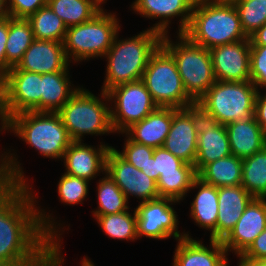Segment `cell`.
<instances>
[{
  "label": "cell",
  "instance_id": "6da1fadb",
  "mask_svg": "<svg viewBox=\"0 0 266 266\" xmlns=\"http://www.w3.org/2000/svg\"><path fill=\"white\" fill-rule=\"evenodd\" d=\"M11 150L0 154V262L41 266L54 245H62L61 235L67 229L52 213L36 206L39 197Z\"/></svg>",
  "mask_w": 266,
  "mask_h": 266
},
{
  "label": "cell",
  "instance_id": "7c38bea8",
  "mask_svg": "<svg viewBox=\"0 0 266 266\" xmlns=\"http://www.w3.org/2000/svg\"><path fill=\"white\" fill-rule=\"evenodd\" d=\"M0 81L8 119L22 112H41V74L9 70Z\"/></svg>",
  "mask_w": 266,
  "mask_h": 266
},
{
  "label": "cell",
  "instance_id": "52a82bcc",
  "mask_svg": "<svg viewBox=\"0 0 266 266\" xmlns=\"http://www.w3.org/2000/svg\"><path fill=\"white\" fill-rule=\"evenodd\" d=\"M257 92L251 81H216L196 105L205 118L226 126L254 116Z\"/></svg>",
  "mask_w": 266,
  "mask_h": 266
},
{
  "label": "cell",
  "instance_id": "277c9868",
  "mask_svg": "<svg viewBox=\"0 0 266 266\" xmlns=\"http://www.w3.org/2000/svg\"><path fill=\"white\" fill-rule=\"evenodd\" d=\"M14 133L43 157L60 159L73 142L57 112L28 111L8 119V132Z\"/></svg>",
  "mask_w": 266,
  "mask_h": 266
},
{
  "label": "cell",
  "instance_id": "ffe728a7",
  "mask_svg": "<svg viewBox=\"0 0 266 266\" xmlns=\"http://www.w3.org/2000/svg\"><path fill=\"white\" fill-rule=\"evenodd\" d=\"M177 241L172 266H230L228 253L219 240H209V247L196 238Z\"/></svg>",
  "mask_w": 266,
  "mask_h": 266
},
{
  "label": "cell",
  "instance_id": "681fc988",
  "mask_svg": "<svg viewBox=\"0 0 266 266\" xmlns=\"http://www.w3.org/2000/svg\"><path fill=\"white\" fill-rule=\"evenodd\" d=\"M80 266H95L94 262L91 261V259L88 257H85L83 259H81V261L79 262Z\"/></svg>",
  "mask_w": 266,
  "mask_h": 266
},
{
  "label": "cell",
  "instance_id": "1f68e13d",
  "mask_svg": "<svg viewBox=\"0 0 266 266\" xmlns=\"http://www.w3.org/2000/svg\"><path fill=\"white\" fill-rule=\"evenodd\" d=\"M28 20L36 40L64 42L68 28L48 4L37 10Z\"/></svg>",
  "mask_w": 266,
  "mask_h": 266
},
{
  "label": "cell",
  "instance_id": "5bb4252c",
  "mask_svg": "<svg viewBox=\"0 0 266 266\" xmlns=\"http://www.w3.org/2000/svg\"><path fill=\"white\" fill-rule=\"evenodd\" d=\"M105 172L124 193L128 201L131 196L141 202L159 198L157 182L129 164L113 147L107 153Z\"/></svg>",
  "mask_w": 266,
  "mask_h": 266
},
{
  "label": "cell",
  "instance_id": "c3c4849f",
  "mask_svg": "<svg viewBox=\"0 0 266 266\" xmlns=\"http://www.w3.org/2000/svg\"><path fill=\"white\" fill-rule=\"evenodd\" d=\"M9 17L10 16L7 10V5L4 2L0 1V21L5 20Z\"/></svg>",
  "mask_w": 266,
  "mask_h": 266
},
{
  "label": "cell",
  "instance_id": "3957f363",
  "mask_svg": "<svg viewBox=\"0 0 266 266\" xmlns=\"http://www.w3.org/2000/svg\"><path fill=\"white\" fill-rule=\"evenodd\" d=\"M182 34L209 50L249 38L234 4L218 0H196L189 25Z\"/></svg>",
  "mask_w": 266,
  "mask_h": 266
},
{
  "label": "cell",
  "instance_id": "60d3db41",
  "mask_svg": "<svg viewBox=\"0 0 266 266\" xmlns=\"http://www.w3.org/2000/svg\"><path fill=\"white\" fill-rule=\"evenodd\" d=\"M241 256L254 260L266 259V229L254 239L250 247Z\"/></svg>",
  "mask_w": 266,
  "mask_h": 266
},
{
  "label": "cell",
  "instance_id": "ba28073f",
  "mask_svg": "<svg viewBox=\"0 0 266 266\" xmlns=\"http://www.w3.org/2000/svg\"><path fill=\"white\" fill-rule=\"evenodd\" d=\"M114 12L103 8L90 21L68 27L64 40L67 59L72 64L106 55L117 33L121 30Z\"/></svg>",
  "mask_w": 266,
  "mask_h": 266
},
{
  "label": "cell",
  "instance_id": "484cf974",
  "mask_svg": "<svg viewBox=\"0 0 266 266\" xmlns=\"http://www.w3.org/2000/svg\"><path fill=\"white\" fill-rule=\"evenodd\" d=\"M69 75V71L41 74V112H58L78 91L80 85L72 84Z\"/></svg>",
  "mask_w": 266,
  "mask_h": 266
},
{
  "label": "cell",
  "instance_id": "83f0119b",
  "mask_svg": "<svg viewBox=\"0 0 266 266\" xmlns=\"http://www.w3.org/2000/svg\"><path fill=\"white\" fill-rule=\"evenodd\" d=\"M35 40L30 21L9 17V32L6 43V74L16 67L24 53Z\"/></svg>",
  "mask_w": 266,
  "mask_h": 266
},
{
  "label": "cell",
  "instance_id": "4316f807",
  "mask_svg": "<svg viewBox=\"0 0 266 266\" xmlns=\"http://www.w3.org/2000/svg\"><path fill=\"white\" fill-rule=\"evenodd\" d=\"M243 160L230 155L206 164L198 173L197 177L206 184L222 186H239L242 182Z\"/></svg>",
  "mask_w": 266,
  "mask_h": 266
},
{
  "label": "cell",
  "instance_id": "8fae6325",
  "mask_svg": "<svg viewBox=\"0 0 266 266\" xmlns=\"http://www.w3.org/2000/svg\"><path fill=\"white\" fill-rule=\"evenodd\" d=\"M180 201L171 198L159 197L157 199L140 202L136 206L137 237H146L155 240H164L173 237L176 241L184 238H193L189 232L178 231V215L173 204ZM178 223V224H177Z\"/></svg>",
  "mask_w": 266,
  "mask_h": 266
},
{
  "label": "cell",
  "instance_id": "e0dca14e",
  "mask_svg": "<svg viewBox=\"0 0 266 266\" xmlns=\"http://www.w3.org/2000/svg\"><path fill=\"white\" fill-rule=\"evenodd\" d=\"M266 229V198H253L230 233L221 241L228 255H242Z\"/></svg>",
  "mask_w": 266,
  "mask_h": 266
},
{
  "label": "cell",
  "instance_id": "f35d334b",
  "mask_svg": "<svg viewBox=\"0 0 266 266\" xmlns=\"http://www.w3.org/2000/svg\"><path fill=\"white\" fill-rule=\"evenodd\" d=\"M155 174L177 172V169H195L166 150L163 146L154 148Z\"/></svg>",
  "mask_w": 266,
  "mask_h": 266
},
{
  "label": "cell",
  "instance_id": "30bf717a",
  "mask_svg": "<svg viewBox=\"0 0 266 266\" xmlns=\"http://www.w3.org/2000/svg\"><path fill=\"white\" fill-rule=\"evenodd\" d=\"M107 94L111 104V126L116 134L142 121L158 107L142 80L121 84L110 89Z\"/></svg>",
  "mask_w": 266,
  "mask_h": 266
},
{
  "label": "cell",
  "instance_id": "44dd1931",
  "mask_svg": "<svg viewBox=\"0 0 266 266\" xmlns=\"http://www.w3.org/2000/svg\"><path fill=\"white\" fill-rule=\"evenodd\" d=\"M231 155L226 126L205 118L200 120L197 155L194 163L198 173L206 164Z\"/></svg>",
  "mask_w": 266,
  "mask_h": 266
},
{
  "label": "cell",
  "instance_id": "f5cc1de1",
  "mask_svg": "<svg viewBox=\"0 0 266 266\" xmlns=\"http://www.w3.org/2000/svg\"><path fill=\"white\" fill-rule=\"evenodd\" d=\"M218 1H228V2H232L234 0H218Z\"/></svg>",
  "mask_w": 266,
  "mask_h": 266
},
{
  "label": "cell",
  "instance_id": "7bdbcfd3",
  "mask_svg": "<svg viewBox=\"0 0 266 266\" xmlns=\"http://www.w3.org/2000/svg\"><path fill=\"white\" fill-rule=\"evenodd\" d=\"M257 92L255 99L254 117L266 133V93Z\"/></svg>",
  "mask_w": 266,
  "mask_h": 266
},
{
  "label": "cell",
  "instance_id": "d4e9b609",
  "mask_svg": "<svg viewBox=\"0 0 266 266\" xmlns=\"http://www.w3.org/2000/svg\"><path fill=\"white\" fill-rule=\"evenodd\" d=\"M192 189H198V192L191 203L190 217L200 228L210 231V240H216L218 188L204 183L197 177L190 191Z\"/></svg>",
  "mask_w": 266,
  "mask_h": 266
},
{
  "label": "cell",
  "instance_id": "cb8c5ba5",
  "mask_svg": "<svg viewBox=\"0 0 266 266\" xmlns=\"http://www.w3.org/2000/svg\"><path fill=\"white\" fill-rule=\"evenodd\" d=\"M226 130L231 154L242 160L266 146V133L254 116L228 123Z\"/></svg>",
  "mask_w": 266,
  "mask_h": 266
},
{
  "label": "cell",
  "instance_id": "9a60e30c",
  "mask_svg": "<svg viewBox=\"0 0 266 266\" xmlns=\"http://www.w3.org/2000/svg\"><path fill=\"white\" fill-rule=\"evenodd\" d=\"M196 0H134L131 9L147 19H159L152 25V30L162 35L169 34L171 20L179 18L178 31L183 33L189 25ZM175 17V18H174ZM158 22V23H157Z\"/></svg>",
  "mask_w": 266,
  "mask_h": 266
},
{
  "label": "cell",
  "instance_id": "603a6c76",
  "mask_svg": "<svg viewBox=\"0 0 266 266\" xmlns=\"http://www.w3.org/2000/svg\"><path fill=\"white\" fill-rule=\"evenodd\" d=\"M253 198L241 185L218 187L216 240L230 233Z\"/></svg>",
  "mask_w": 266,
  "mask_h": 266
},
{
  "label": "cell",
  "instance_id": "2e32d148",
  "mask_svg": "<svg viewBox=\"0 0 266 266\" xmlns=\"http://www.w3.org/2000/svg\"><path fill=\"white\" fill-rule=\"evenodd\" d=\"M216 81H250V38L210 49Z\"/></svg>",
  "mask_w": 266,
  "mask_h": 266
},
{
  "label": "cell",
  "instance_id": "9c48e42d",
  "mask_svg": "<svg viewBox=\"0 0 266 266\" xmlns=\"http://www.w3.org/2000/svg\"><path fill=\"white\" fill-rule=\"evenodd\" d=\"M141 80L158 107L183 109L196 104L186 93L175 59L162 45L151 55Z\"/></svg>",
  "mask_w": 266,
  "mask_h": 266
},
{
  "label": "cell",
  "instance_id": "f907efd6",
  "mask_svg": "<svg viewBox=\"0 0 266 266\" xmlns=\"http://www.w3.org/2000/svg\"><path fill=\"white\" fill-rule=\"evenodd\" d=\"M97 5H99L102 9H103V5L104 3H107V0H93Z\"/></svg>",
  "mask_w": 266,
  "mask_h": 266
},
{
  "label": "cell",
  "instance_id": "7402d4cb",
  "mask_svg": "<svg viewBox=\"0 0 266 266\" xmlns=\"http://www.w3.org/2000/svg\"><path fill=\"white\" fill-rule=\"evenodd\" d=\"M173 118V108L157 107L142 121L132 124L123 133L131 141L150 146L162 147L170 131Z\"/></svg>",
  "mask_w": 266,
  "mask_h": 266
},
{
  "label": "cell",
  "instance_id": "836d02e7",
  "mask_svg": "<svg viewBox=\"0 0 266 266\" xmlns=\"http://www.w3.org/2000/svg\"><path fill=\"white\" fill-rule=\"evenodd\" d=\"M196 178L195 169H177V172L161 173L157 181L159 197L183 201L187 193H190V188Z\"/></svg>",
  "mask_w": 266,
  "mask_h": 266
},
{
  "label": "cell",
  "instance_id": "816d5d0a",
  "mask_svg": "<svg viewBox=\"0 0 266 266\" xmlns=\"http://www.w3.org/2000/svg\"><path fill=\"white\" fill-rule=\"evenodd\" d=\"M0 1L4 2L7 5L9 0H0Z\"/></svg>",
  "mask_w": 266,
  "mask_h": 266
},
{
  "label": "cell",
  "instance_id": "d590c367",
  "mask_svg": "<svg viewBox=\"0 0 266 266\" xmlns=\"http://www.w3.org/2000/svg\"><path fill=\"white\" fill-rule=\"evenodd\" d=\"M89 182L86 179L64 173L59 178L57 185L59 201L66 205L83 204L89 194Z\"/></svg>",
  "mask_w": 266,
  "mask_h": 266
},
{
  "label": "cell",
  "instance_id": "bcb514c9",
  "mask_svg": "<svg viewBox=\"0 0 266 266\" xmlns=\"http://www.w3.org/2000/svg\"><path fill=\"white\" fill-rule=\"evenodd\" d=\"M141 171L156 182L159 180V174H155V160L153 156L149 158L147 164L141 169Z\"/></svg>",
  "mask_w": 266,
  "mask_h": 266
},
{
  "label": "cell",
  "instance_id": "b9f144b4",
  "mask_svg": "<svg viewBox=\"0 0 266 266\" xmlns=\"http://www.w3.org/2000/svg\"><path fill=\"white\" fill-rule=\"evenodd\" d=\"M9 32V18L0 21V80L6 75V43Z\"/></svg>",
  "mask_w": 266,
  "mask_h": 266
},
{
  "label": "cell",
  "instance_id": "7dc6e473",
  "mask_svg": "<svg viewBox=\"0 0 266 266\" xmlns=\"http://www.w3.org/2000/svg\"><path fill=\"white\" fill-rule=\"evenodd\" d=\"M239 257L238 266H266V259L265 260H254L249 258H243L241 255Z\"/></svg>",
  "mask_w": 266,
  "mask_h": 266
},
{
  "label": "cell",
  "instance_id": "8992f818",
  "mask_svg": "<svg viewBox=\"0 0 266 266\" xmlns=\"http://www.w3.org/2000/svg\"><path fill=\"white\" fill-rule=\"evenodd\" d=\"M162 36L161 45L173 56L187 95L196 103L216 82L210 50L177 33Z\"/></svg>",
  "mask_w": 266,
  "mask_h": 266
},
{
  "label": "cell",
  "instance_id": "e575fe53",
  "mask_svg": "<svg viewBox=\"0 0 266 266\" xmlns=\"http://www.w3.org/2000/svg\"><path fill=\"white\" fill-rule=\"evenodd\" d=\"M232 3L248 37L266 23V0H234Z\"/></svg>",
  "mask_w": 266,
  "mask_h": 266
},
{
  "label": "cell",
  "instance_id": "f546056e",
  "mask_svg": "<svg viewBox=\"0 0 266 266\" xmlns=\"http://www.w3.org/2000/svg\"><path fill=\"white\" fill-rule=\"evenodd\" d=\"M241 186L254 198H266V146L243 159Z\"/></svg>",
  "mask_w": 266,
  "mask_h": 266
},
{
  "label": "cell",
  "instance_id": "ee69618b",
  "mask_svg": "<svg viewBox=\"0 0 266 266\" xmlns=\"http://www.w3.org/2000/svg\"><path fill=\"white\" fill-rule=\"evenodd\" d=\"M249 38L250 46H266V23Z\"/></svg>",
  "mask_w": 266,
  "mask_h": 266
},
{
  "label": "cell",
  "instance_id": "d6986e66",
  "mask_svg": "<svg viewBox=\"0 0 266 266\" xmlns=\"http://www.w3.org/2000/svg\"><path fill=\"white\" fill-rule=\"evenodd\" d=\"M69 65L70 62L65 54L64 43L35 39L18 65L10 70L45 74L69 71Z\"/></svg>",
  "mask_w": 266,
  "mask_h": 266
},
{
  "label": "cell",
  "instance_id": "ab89813d",
  "mask_svg": "<svg viewBox=\"0 0 266 266\" xmlns=\"http://www.w3.org/2000/svg\"><path fill=\"white\" fill-rule=\"evenodd\" d=\"M48 0H9L7 10L10 17L28 19L37 10L47 5Z\"/></svg>",
  "mask_w": 266,
  "mask_h": 266
},
{
  "label": "cell",
  "instance_id": "4dcf8cb0",
  "mask_svg": "<svg viewBox=\"0 0 266 266\" xmlns=\"http://www.w3.org/2000/svg\"><path fill=\"white\" fill-rule=\"evenodd\" d=\"M96 188L98 206L91 211L92 216L116 214L130 209L127 197L106 172L97 182Z\"/></svg>",
  "mask_w": 266,
  "mask_h": 266
},
{
  "label": "cell",
  "instance_id": "4fadbf2b",
  "mask_svg": "<svg viewBox=\"0 0 266 266\" xmlns=\"http://www.w3.org/2000/svg\"><path fill=\"white\" fill-rule=\"evenodd\" d=\"M202 117L196 104L183 109L173 108L171 128L163 144L171 154L191 165L196 160L198 128Z\"/></svg>",
  "mask_w": 266,
  "mask_h": 266
},
{
  "label": "cell",
  "instance_id": "5b68a950",
  "mask_svg": "<svg viewBox=\"0 0 266 266\" xmlns=\"http://www.w3.org/2000/svg\"><path fill=\"white\" fill-rule=\"evenodd\" d=\"M100 94L96 96L81 86L57 112L72 141H83L85 135L114 134L108 94L102 90Z\"/></svg>",
  "mask_w": 266,
  "mask_h": 266
},
{
  "label": "cell",
  "instance_id": "d6a6232c",
  "mask_svg": "<svg viewBox=\"0 0 266 266\" xmlns=\"http://www.w3.org/2000/svg\"><path fill=\"white\" fill-rule=\"evenodd\" d=\"M108 237L118 240L135 241L137 237V214L129 210L116 214L93 216Z\"/></svg>",
  "mask_w": 266,
  "mask_h": 266
},
{
  "label": "cell",
  "instance_id": "f1b7e54d",
  "mask_svg": "<svg viewBox=\"0 0 266 266\" xmlns=\"http://www.w3.org/2000/svg\"><path fill=\"white\" fill-rule=\"evenodd\" d=\"M47 4L67 28L90 21L102 10L93 0H48Z\"/></svg>",
  "mask_w": 266,
  "mask_h": 266
},
{
  "label": "cell",
  "instance_id": "ac0fdd59",
  "mask_svg": "<svg viewBox=\"0 0 266 266\" xmlns=\"http://www.w3.org/2000/svg\"><path fill=\"white\" fill-rule=\"evenodd\" d=\"M113 146L101 142L92 146L83 141H73L65 151L62 161L66 174L77 176L88 181L94 180L106 171L107 153ZM94 178V179H93Z\"/></svg>",
  "mask_w": 266,
  "mask_h": 266
},
{
  "label": "cell",
  "instance_id": "74e56055",
  "mask_svg": "<svg viewBox=\"0 0 266 266\" xmlns=\"http://www.w3.org/2000/svg\"><path fill=\"white\" fill-rule=\"evenodd\" d=\"M125 143L122 151L113 147L116 152L129 164H132L137 169L141 170L147 164L149 158L153 156L154 148L146 145H141L131 141L125 135Z\"/></svg>",
  "mask_w": 266,
  "mask_h": 266
},
{
  "label": "cell",
  "instance_id": "7a4b0ae2",
  "mask_svg": "<svg viewBox=\"0 0 266 266\" xmlns=\"http://www.w3.org/2000/svg\"><path fill=\"white\" fill-rule=\"evenodd\" d=\"M118 35L119 32L103 57L107 59V64L101 90L106 93L121 84L141 80L148 61L161 45L163 36L151 28L126 39H121Z\"/></svg>",
  "mask_w": 266,
  "mask_h": 266
},
{
  "label": "cell",
  "instance_id": "f6af8a7d",
  "mask_svg": "<svg viewBox=\"0 0 266 266\" xmlns=\"http://www.w3.org/2000/svg\"><path fill=\"white\" fill-rule=\"evenodd\" d=\"M0 133L8 130V118L4 109L3 87L0 81Z\"/></svg>",
  "mask_w": 266,
  "mask_h": 266
},
{
  "label": "cell",
  "instance_id": "8d00e7d4",
  "mask_svg": "<svg viewBox=\"0 0 266 266\" xmlns=\"http://www.w3.org/2000/svg\"><path fill=\"white\" fill-rule=\"evenodd\" d=\"M250 81L258 91L266 89V46H250Z\"/></svg>",
  "mask_w": 266,
  "mask_h": 266
}]
</instances>
